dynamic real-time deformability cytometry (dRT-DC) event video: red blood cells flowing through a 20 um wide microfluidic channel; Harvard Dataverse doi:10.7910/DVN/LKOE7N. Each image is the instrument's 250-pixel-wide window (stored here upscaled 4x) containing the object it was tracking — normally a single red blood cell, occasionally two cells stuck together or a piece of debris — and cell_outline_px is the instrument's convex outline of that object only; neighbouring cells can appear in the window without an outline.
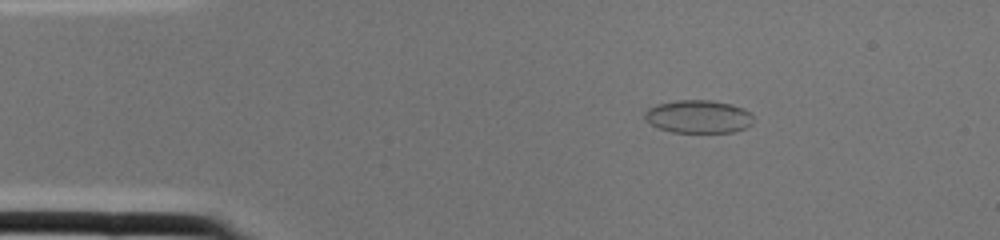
{"species": "common noctule bat (a hibernating species)", "species_latin": "Nyctalus noctula", "temperature_condition": "cold", "stored_images_in_passage": 1, "camera_frame_rate_fps": 3000, "um_per_image_px": 0.085, "animal": {"sex": "female", "body_mass_g": 22.0, "forearm_length_mm": 56.7}, "frame": {"image": 1, "passage_image": 1, "time_ms": 0.0, "image_size_px": [1000, 240], "cell_outline_px": [[756, 120], [752, 124], [736, 132], [672, 132], [660, 128], [644, 120], [644, 112], [648, 108], [656, 104], [676, 100], [712, 100], [732, 104], [744, 108]], "centroid_in_image_um": [59.37, 9.9], "position_along_channel_um": 25.6, "area_um2": 21.1}}